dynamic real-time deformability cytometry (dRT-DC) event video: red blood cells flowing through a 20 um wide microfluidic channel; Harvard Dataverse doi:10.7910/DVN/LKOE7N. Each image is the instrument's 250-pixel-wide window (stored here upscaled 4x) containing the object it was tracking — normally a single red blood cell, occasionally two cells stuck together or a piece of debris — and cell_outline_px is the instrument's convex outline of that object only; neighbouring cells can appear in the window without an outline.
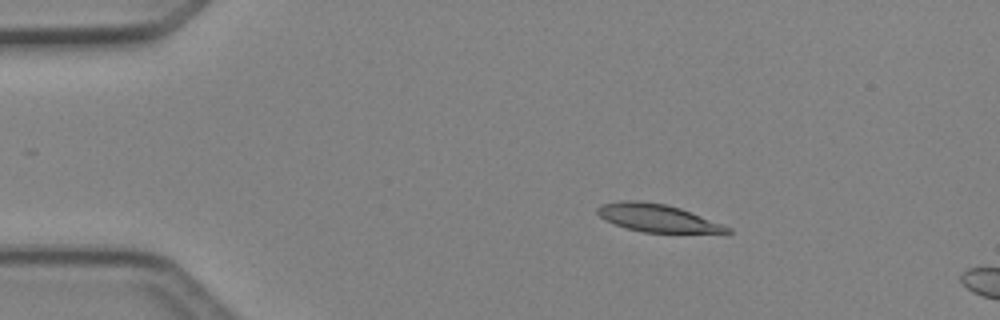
{"species": "Egyptian fruit bat (a non-hibernating species)", "species_latin": "Rousettus aegyptiacus", "temperature_condition": "cold", "stored_images_in_passage": 13, "camera_frame_rate_fps": 3000, "um_per_image_px": 0.085, "animal": {"sex": "female"}, "frame": {"image": 1, "passage_image": 8, "time_ms": 2.333, "image_size_px": [1000, 320], "cell_outline_px": [[732, 232], [728, 236], [644, 232], [628, 228], [604, 220], [596, 212], [596, 208], [604, 204], [620, 200], [640, 200], [664, 204], [680, 208], [732, 228]], "centroid_in_image_um": [56.04, 18.59], "position_along_channel_um": 29.0, "area_um2": 21.79}}